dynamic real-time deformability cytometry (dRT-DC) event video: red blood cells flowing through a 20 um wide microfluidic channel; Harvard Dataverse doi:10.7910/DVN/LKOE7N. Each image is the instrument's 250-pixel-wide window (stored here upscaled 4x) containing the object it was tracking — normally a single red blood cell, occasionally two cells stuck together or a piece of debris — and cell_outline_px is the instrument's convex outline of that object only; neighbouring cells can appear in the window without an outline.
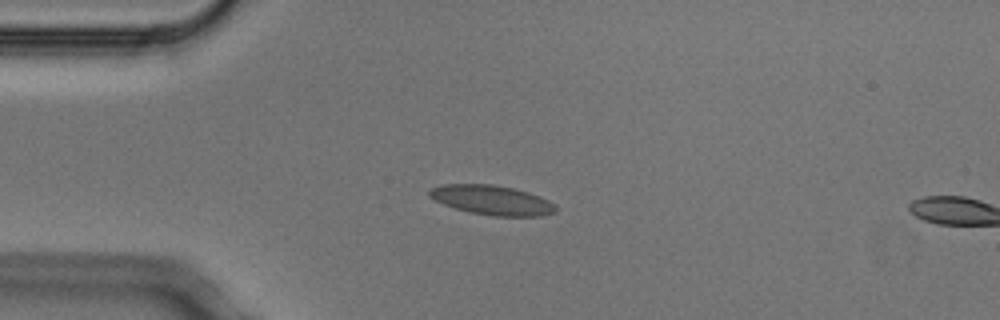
{"species": "Egyptian fruit bat (a non-hibernating species)", "species_latin": "Rousettus aegyptiacus", "temperature_condition": "cold", "stored_images_in_passage": 4, "camera_frame_rate_fps": 3000, "um_per_image_px": 0.085, "animal": {"sex": "male"}, "frame": {"image": 1, "passage_image": 3, "time_ms": 0.667, "image_size_px": [1000, 320], "cell_outline_px": [[556, 212], [540, 216], [492, 216], [468, 212], [444, 204], [428, 196], [428, 192], [432, 188], [440, 184], [492, 184], [512, 188], [528, 192], [540, 196], [556, 204]], "centroid_in_image_um": [41.83, 17.01], "position_along_channel_um": 43.2, "area_um2": 21.79}}